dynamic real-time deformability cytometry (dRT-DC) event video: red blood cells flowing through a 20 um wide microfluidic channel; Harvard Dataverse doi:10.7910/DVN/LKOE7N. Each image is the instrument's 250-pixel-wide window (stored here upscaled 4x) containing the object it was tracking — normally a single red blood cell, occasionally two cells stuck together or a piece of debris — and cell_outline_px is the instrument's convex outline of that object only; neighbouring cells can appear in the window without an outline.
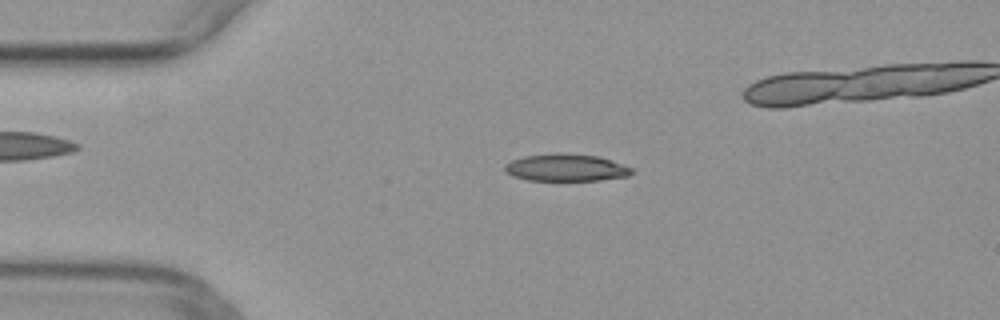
{"species": "common noctule bat (a hibernating species)", "species_latin": "Nyctalus noctula", "temperature_condition": "warm", "stored_images_in_passage": 35, "camera_frame_rate_fps": 3000, "um_per_image_px": 0.085, "animal": {"sex": "female", "body_mass_g": 29.2, "forearm_length_mm": 56.3}, "frame": {"image": 1, "passage_image": 2, "time_ms": 0.333, "image_size_px": [1000, 320], "cell_outline_px": [[632, 172], [628, 176], [600, 180], [528, 180], [512, 176], [504, 172], [504, 164], [512, 160], [524, 156], [600, 156], [632, 168]], "centroid_in_image_um": [48.09, 14.3], "position_along_channel_um": 36.9, "area_um2": 19.13}}
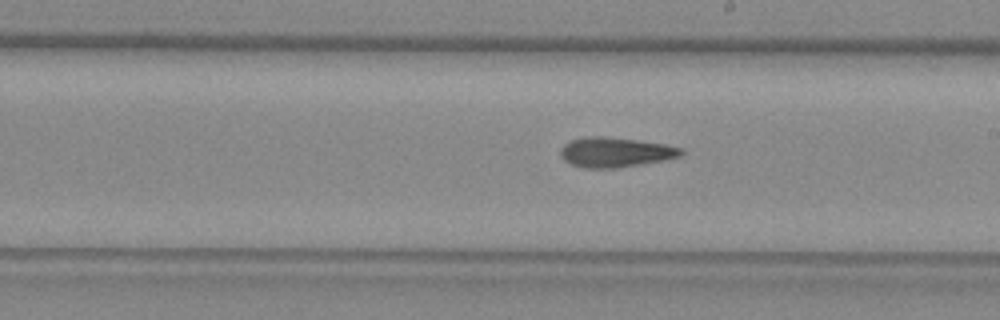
{"frame": {"image": 2, "passage_image": 19, "time_ms": 6.0, "image_size_px": [1000, 320], "cell_outline_px": [[684, 152], [680, 156], [640, 164], [616, 168], [584, 168], [572, 164], [564, 160], [560, 156], [560, 148], [564, 144], [572, 140], [588, 136], [600, 136], [636, 140], [664, 144], [684, 148]], "centroid_in_image_um": [52.27, 12.94], "position_along_channel_um": 236.7, "area_um2": 20.75}}
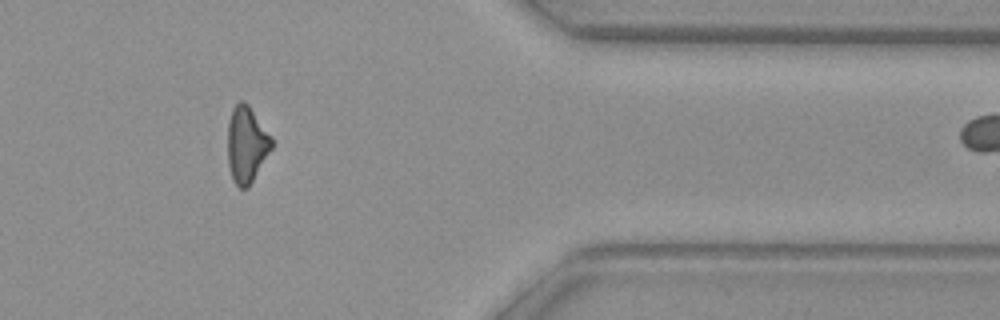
{"frame": {"image": 3, "passage_image": 32, "time_ms": 10.333, "image_size_px": [1000, 320], "cell_outline_px": [[272, 148], [248, 188], [240, 188], [232, 180], [228, 164], [228, 120], [232, 108], [240, 100], [244, 100], [248, 104], [272, 136]], "centroid_in_image_um": [20.95, 12.26], "position_along_channel_um": 390.5, "area_um2": 19.65}}